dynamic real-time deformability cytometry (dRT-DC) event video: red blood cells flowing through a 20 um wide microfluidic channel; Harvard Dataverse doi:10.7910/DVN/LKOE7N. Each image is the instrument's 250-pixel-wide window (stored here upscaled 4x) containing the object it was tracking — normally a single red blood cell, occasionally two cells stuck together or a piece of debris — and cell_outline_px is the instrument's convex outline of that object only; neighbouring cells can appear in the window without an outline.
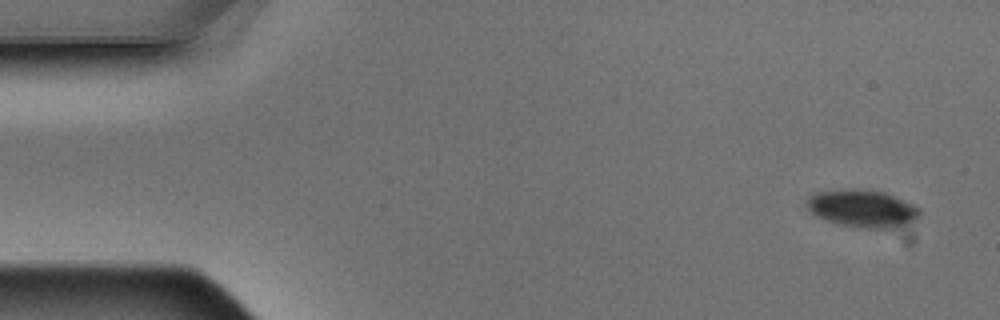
{"species": "Egyptian fruit bat (a non-hibernating species)", "species_latin": "Rousettus aegyptiacus", "temperature_condition": "warm", "stored_images_in_passage": 4, "camera_frame_rate_fps": 3000, "um_per_image_px": 0.085, "animal": {"sex": "male"}, "frame": {"image": 1, "passage_image": 1, "time_ms": 0.0, "image_size_px": [1000, 320], "cell_outline_px": [[920, 212], [916, 220], [908, 224], [892, 228], [852, 228], [824, 220], [816, 216], [804, 204], [804, 200], [808, 196], [816, 192], [848, 188], [860, 188], [884, 192], [912, 204], [920, 208]], "centroid_in_image_um": [73.25, 17.72], "position_along_channel_um": 11.8, "area_um2": 25.14}}
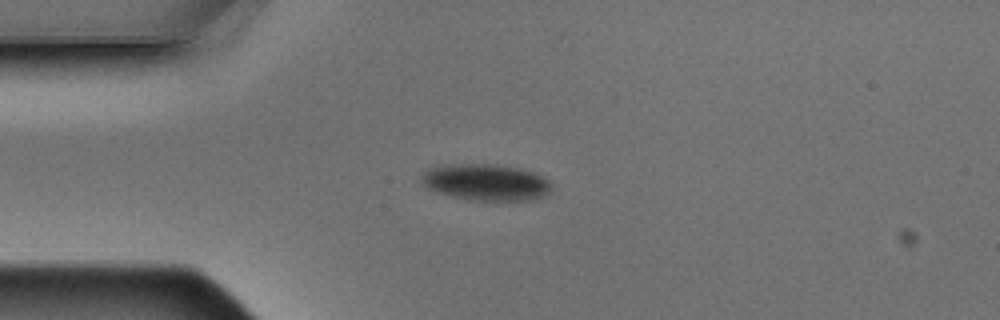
{"frame": {"image": 2, "passage_image": 4, "time_ms": 1.0, "image_size_px": [1000, 320], "cell_outline_px": [[552, 184], [548, 192], [544, 196], [532, 200], [472, 200], [452, 196], [436, 192], [428, 188], [424, 184], [420, 176], [428, 168], [448, 164], [484, 164], [516, 168], [532, 172], [548, 180]], "centroid_in_image_um": [41.27, 15.5], "position_along_channel_um": 43.7, "area_um2": 27.28}}